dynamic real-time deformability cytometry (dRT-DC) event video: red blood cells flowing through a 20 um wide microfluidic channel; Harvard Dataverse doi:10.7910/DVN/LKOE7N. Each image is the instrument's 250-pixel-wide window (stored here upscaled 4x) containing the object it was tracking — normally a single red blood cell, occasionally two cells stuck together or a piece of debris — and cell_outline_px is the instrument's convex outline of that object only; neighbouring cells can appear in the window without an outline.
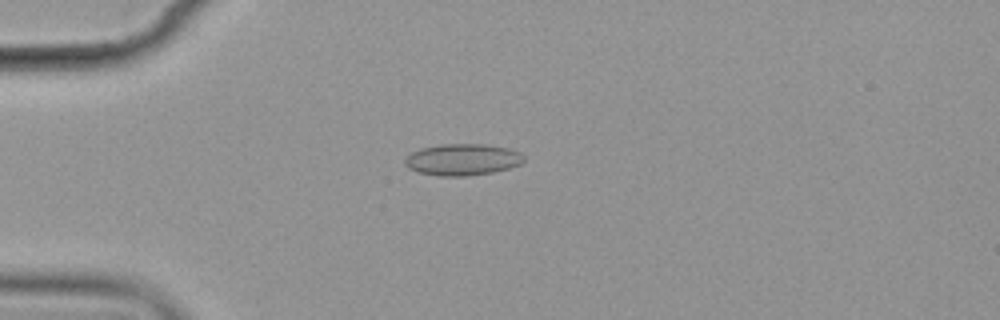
{"species": "common noctule bat (a hibernating species)", "species_latin": "Nyctalus noctula", "temperature_condition": "cold", "stored_images_in_passage": 2, "camera_frame_rate_fps": 3000, "um_per_image_px": 0.085, "animal": {"sex": "female", "body_mass_g": 19.9}, "frame": {"image": 1, "passage_image": 2, "time_ms": 1.0, "image_size_px": [1000, 320], "cell_outline_px": [[524, 160], [520, 164], [508, 168], [492, 172], [468, 176], [440, 176], [420, 172], [408, 168], [404, 164], [404, 160], [412, 152], [420, 148], [440, 144], [484, 144], [508, 148], [520, 152], [524, 156]], "centroid_in_image_um": [39.31, 13.56], "position_along_channel_um": 45.7, "area_um2": 21.85}}